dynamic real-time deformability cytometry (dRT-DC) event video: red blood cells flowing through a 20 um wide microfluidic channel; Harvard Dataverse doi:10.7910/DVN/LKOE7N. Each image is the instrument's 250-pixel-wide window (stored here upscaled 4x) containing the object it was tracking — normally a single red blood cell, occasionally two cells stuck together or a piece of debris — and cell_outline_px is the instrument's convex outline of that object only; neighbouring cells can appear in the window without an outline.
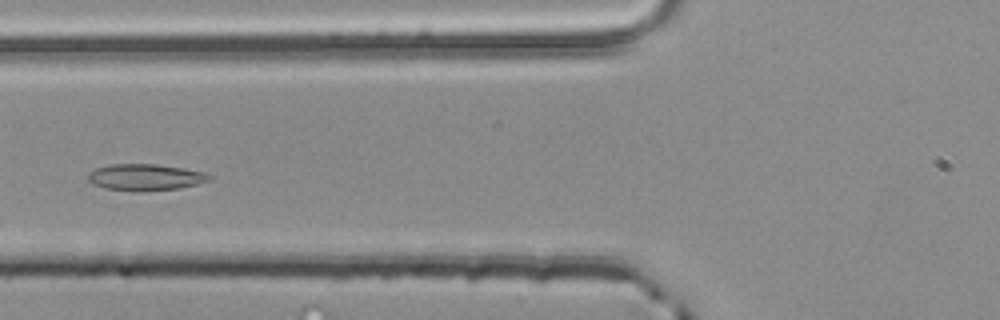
{"species": "common noctule bat (a hibernating species)", "species_latin": "Nyctalus noctula", "temperature_condition": "room temperature", "stored_images_in_passage": 5, "camera_frame_rate_fps": 3000, "um_per_image_px": 0.085, "animal": {"sex": "male", "body_mass_g": 20.4}, "frame": {"image": 1, "passage_image": 5, "time_ms": 1.333, "image_size_px": [1000, 320], "cell_outline_px": [[216, 176], [212, 180], [180, 188], [136, 192], [104, 188], [92, 184], [88, 180], [88, 172], [96, 168], [108, 164], [156, 164], [184, 168], [204, 172]], "centroid_in_image_um": [12.37, 15.07], "position_along_channel_um": 113.4, "area_um2": 19.07}}